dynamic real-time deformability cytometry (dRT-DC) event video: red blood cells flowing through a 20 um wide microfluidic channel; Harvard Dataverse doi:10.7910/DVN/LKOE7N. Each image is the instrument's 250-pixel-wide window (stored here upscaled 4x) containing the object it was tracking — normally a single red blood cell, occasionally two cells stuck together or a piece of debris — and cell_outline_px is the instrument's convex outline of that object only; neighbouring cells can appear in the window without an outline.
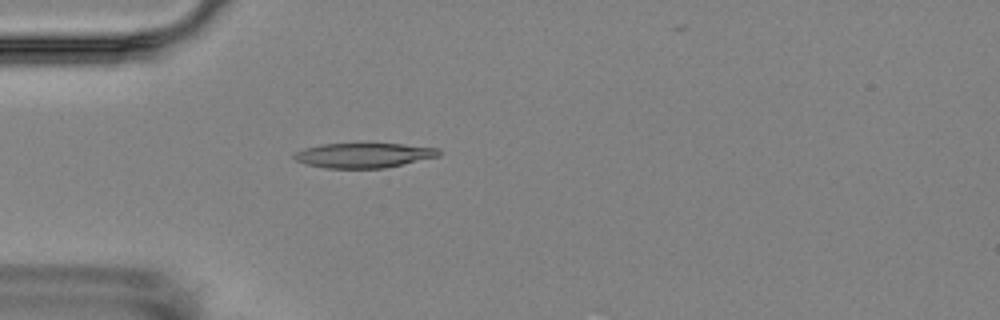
{"species": "Egyptian fruit bat (a non-hibernating species)", "species_latin": "Rousettus aegyptiacus", "temperature_condition": "room temperature", "stored_images_in_passage": 5, "camera_frame_rate_fps": 3000, "um_per_image_px": 0.085, "animal": {"sex": "female"}, "frame": {"image": 1, "passage_image": 5, "time_ms": 4.667, "image_size_px": [1000, 320], "cell_outline_px": [[444, 152], [440, 156], [384, 168], [324, 168], [304, 164], [296, 160], [292, 156], [296, 152], [304, 148], [320, 144], [404, 144], [440, 148]], "centroid_in_image_um": [30.94, 13.2], "position_along_channel_um": 54.1, "area_um2": 21.04}}